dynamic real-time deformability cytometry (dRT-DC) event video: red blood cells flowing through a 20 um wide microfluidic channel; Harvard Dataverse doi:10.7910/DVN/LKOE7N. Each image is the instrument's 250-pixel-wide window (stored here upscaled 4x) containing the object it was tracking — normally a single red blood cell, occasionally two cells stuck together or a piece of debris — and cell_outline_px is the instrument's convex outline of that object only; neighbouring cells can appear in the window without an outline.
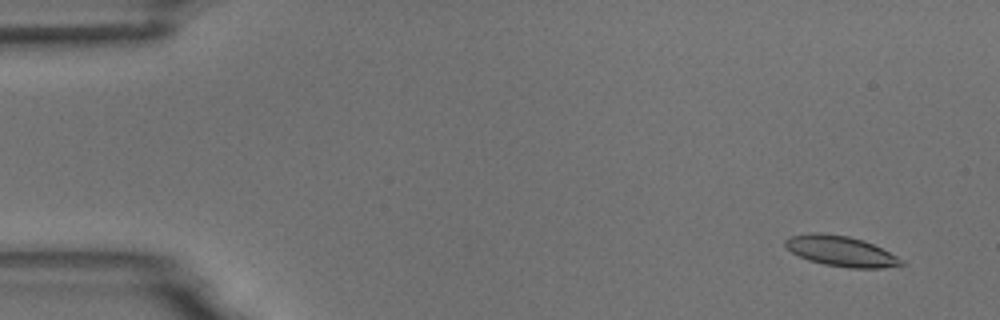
{"species": "common noctule bat (a hibernating species)", "species_latin": "Nyctalus noctula", "temperature_condition": "room temperature", "stored_images_in_passage": 5, "camera_frame_rate_fps": 3000, "um_per_image_px": 0.085, "animal": {"sex": "male", "body_mass_g": 18.8}, "frame": {"image": 1, "passage_image": 1, "time_ms": 0.0, "image_size_px": [1000, 320], "cell_outline_px": [[904, 264], [884, 268], [848, 268], [824, 264], [808, 260], [792, 252], [784, 244], [784, 240], [792, 236], [812, 232], [820, 232], [848, 236], [864, 240], [904, 260]], "centroid_in_image_um": [71.47, 21.34], "position_along_channel_um": 13.5, "area_um2": 20.4}}